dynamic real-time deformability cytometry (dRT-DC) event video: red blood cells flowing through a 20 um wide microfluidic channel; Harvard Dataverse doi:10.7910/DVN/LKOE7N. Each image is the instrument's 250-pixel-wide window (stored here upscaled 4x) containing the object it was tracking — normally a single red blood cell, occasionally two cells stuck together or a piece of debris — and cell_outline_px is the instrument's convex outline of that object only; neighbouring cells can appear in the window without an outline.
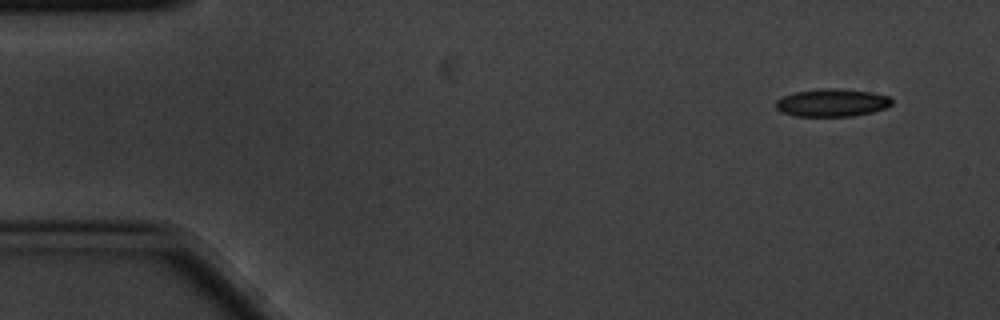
{"species": "common noctule bat (a hibernating species)", "species_latin": "Nyctalus noctula", "temperature_condition": "cold", "stored_images_in_passage": 5, "camera_frame_rate_fps": 3000, "um_per_image_px": 0.085, "animal": {"sex": "male", "body_mass_g": 20.1, "forearm_length_mm": 53.5}, "frame": {"image": 1, "passage_image": 1, "time_ms": 0.0, "image_size_px": [1000, 320], "cell_outline_px": [[892, 104], [888, 108], [872, 112], [852, 116], [796, 116], [784, 112], [776, 108], [776, 100], [784, 96], [796, 92], [816, 88], [840, 88], [872, 92], [892, 96]], "centroid_in_image_um": [70.79, 8.71], "position_along_channel_um": 14.2, "area_um2": 18.96}}
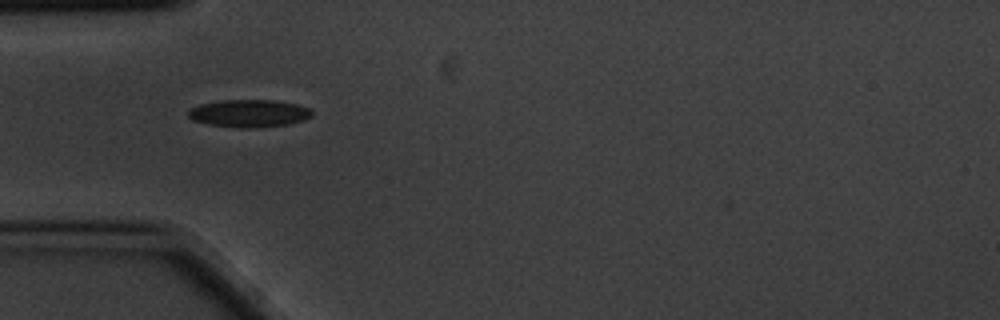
{"frame": {"image": 2, "passage_image": 4, "time_ms": 1.0, "image_size_px": [1000, 320], "cell_outline_px": [[312, 116], [304, 120], [288, 124], [252, 128], [240, 128], [208, 124], [192, 120], [188, 116], [188, 112], [192, 108], [200, 104], [224, 100], [276, 100], [296, 104], [308, 108], [312, 112]], "centroid_in_image_um": [21.17, 9.64], "position_along_channel_um": 63.8, "area_um2": 19.77}}